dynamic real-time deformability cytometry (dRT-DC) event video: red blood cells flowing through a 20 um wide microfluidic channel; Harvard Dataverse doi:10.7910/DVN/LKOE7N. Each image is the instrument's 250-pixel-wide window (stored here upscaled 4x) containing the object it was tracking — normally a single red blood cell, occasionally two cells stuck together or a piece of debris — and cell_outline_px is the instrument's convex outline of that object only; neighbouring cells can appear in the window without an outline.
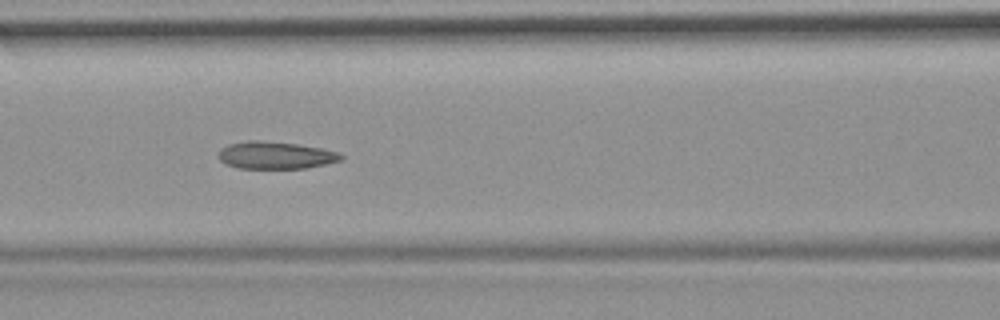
{"species": "common noctule bat (a hibernating species)", "species_latin": "Nyctalus noctula", "temperature_condition": "room temperature", "stored_images_in_passage": 9, "camera_frame_rate_fps": 3000, "um_per_image_px": 0.085, "animal": {"sex": "female", "body_mass_g": 19.9}, "frame": {"image": 1, "passage_image": 6, "time_ms": 1.667, "image_size_px": [1000, 320], "cell_outline_px": [[344, 160], [308, 168], [236, 168], [220, 160], [220, 148], [228, 144], [248, 140], [260, 140], [296, 144], [320, 148], [340, 152], [344, 156]], "centroid_in_image_um": [23.47, 13.19], "position_along_channel_um": 143.1, "area_um2": 19.54}}
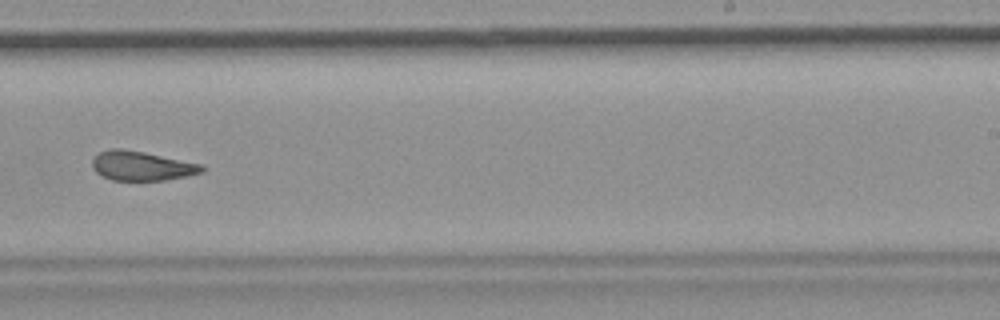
{"frame": {"image": 2, "passage_image": 9, "time_ms": 2.667, "image_size_px": [1000, 320], "cell_outline_px": [[204, 172], [188, 176], [164, 180], [112, 180], [96, 172], [92, 168], [92, 160], [100, 152], [112, 148], [120, 148], [144, 152], [204, 164]], "centroid_in_image_um": [12.08, 14.1], "position_along_channel_um": 276.9, "area_um2": 18.79}}